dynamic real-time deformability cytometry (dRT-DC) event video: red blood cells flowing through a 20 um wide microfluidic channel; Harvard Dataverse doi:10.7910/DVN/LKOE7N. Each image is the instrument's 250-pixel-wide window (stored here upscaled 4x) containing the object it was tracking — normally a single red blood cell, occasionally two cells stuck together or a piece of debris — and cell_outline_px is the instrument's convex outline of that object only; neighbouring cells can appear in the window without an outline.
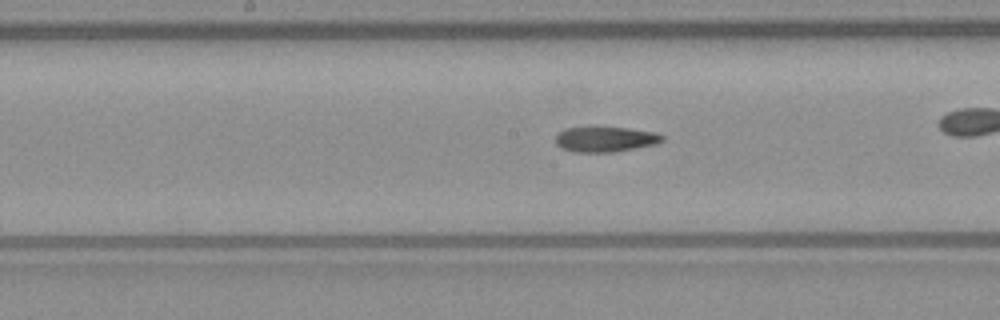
{"species": "common noctule bat (a hibernating species)", "species_latin": "Nyctalus noctula", "temperature_condition": "warm", "stored_images_in_passage": 35, "camera_frame_rate_fps": 3000, "um_per_image_px": 0.085, "animal": {"sex": "male", "body_mass_g": 23.1, "forearm_length_mm": 52.7}, "frame": {"image": 1, "passage_image": 20, "time_ms": 6.333, "image_size_px": [1000, 320], "cell_outline_px": [[664, 140], [656, 144], [612, 152], [572, 152], [560, 148], [556, 144], [556, 136], [564, 128], [628, 128], [656, 132], [664, 136]], "centroid_in_image_um": [51.45, 11.85], "position_along_channel_um": 196.7, "area_um2": 15.55}}